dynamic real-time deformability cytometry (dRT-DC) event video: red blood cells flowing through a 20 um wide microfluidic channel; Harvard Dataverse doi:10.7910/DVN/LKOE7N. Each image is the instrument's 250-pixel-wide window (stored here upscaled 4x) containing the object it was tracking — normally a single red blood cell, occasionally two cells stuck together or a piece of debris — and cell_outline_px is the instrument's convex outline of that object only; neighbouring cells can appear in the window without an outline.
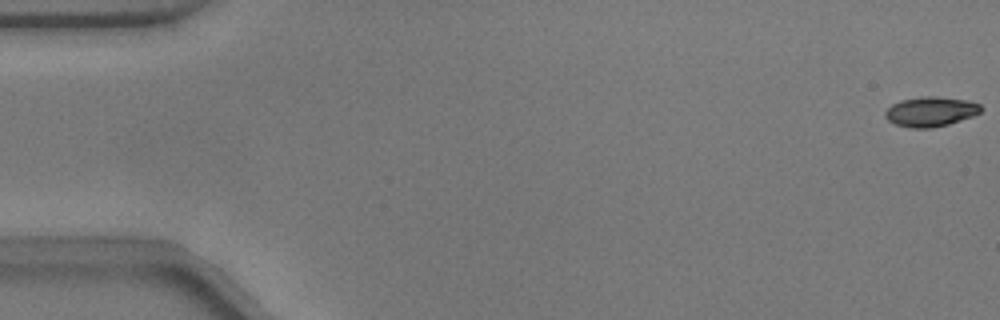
{"species": "common noctule bat (a hibernating species)", "species_latin": "Nyctalus noctula", "temperature_condition": "warm", "stored_images_in_passage": 14, "camera_frame_rate_fps": 3000, "um_per_image_px": 0.085, "animal": {"sex": "male", "body_mass_g": 17.9}, "frame": {"image": 1, "passage_image": 1, "time_ms": 0.0, "image_size_px": [1000, 320], "cell_outline_px": [[984, 108], [980, 112], [972, 116], [948, 124], [932, 128], [912, 128], [896, 124], [888, 120], [884, 116], [884, 112], [892, 104], [900, 100], [924, 96], [936, 96], [968, 100], [980, 104]], "centroid_in_image_um": [79.11, 9.48], "position_along_channel_um": 5.9, "area_um2": 16.65}}